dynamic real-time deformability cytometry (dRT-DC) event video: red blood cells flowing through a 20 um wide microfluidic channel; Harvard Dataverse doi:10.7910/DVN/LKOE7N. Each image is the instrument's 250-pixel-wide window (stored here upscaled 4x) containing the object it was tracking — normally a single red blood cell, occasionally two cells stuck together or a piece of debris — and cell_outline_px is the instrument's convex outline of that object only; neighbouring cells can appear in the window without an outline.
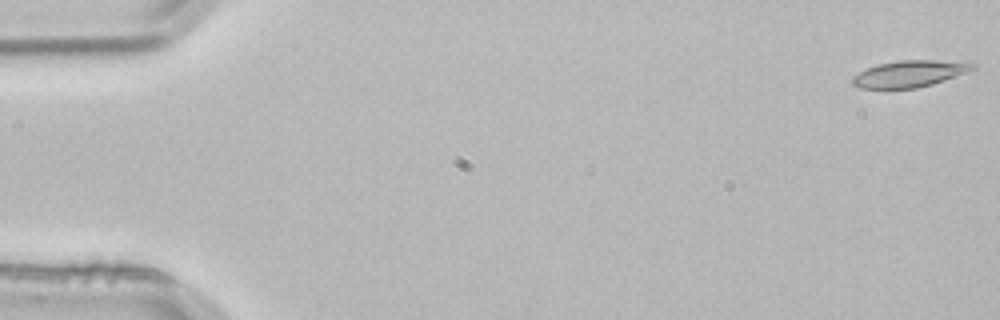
{"species": "common noctule bat (a hibernating species)", "species_latin": "Nyctalus noctula", "temperature_condition": "room temperature", "stored_images_in_passage": 3, "camera_frame_rate_fps": 3000, "um_per_image_px": 0.085, "animal": {"sex": "male", "body_mass_g": 21.5, "forearm_length_mm": 52.0}, "frame": {"image": 1, "passage_image": 1, "time_ms": 0.0, "image_size_px": [1000, 320], "cell_outline_px": [[976, 68], [944, 80], [932, 84], [916, 88], [860, 88], [852, 84], [852, 76], [876, 64], [900, 60], [968, 60], [976, 64]], "centroid_in_image_um": [77.37, 6.24], "position_along_channel_um": 7.6, "area_um2": 18.79}}
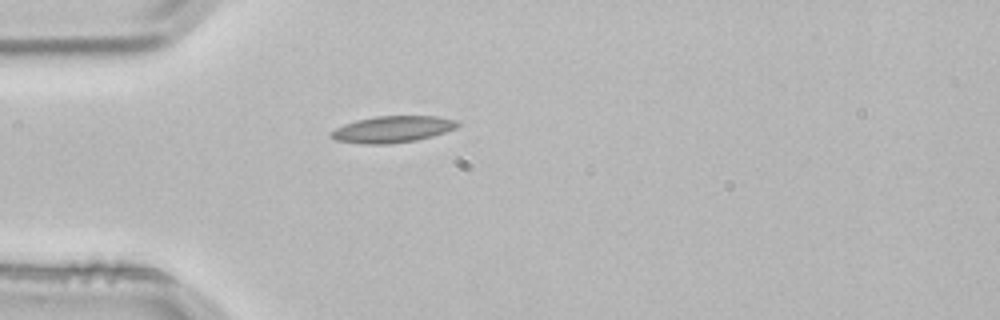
{"frame": {"image": 2, "passage_image": 3, "time_ms": 0.667, "image_size_px": [1000, 320], "cell_outline_px": [[460, 124], [456, 128], [432, 136], [416, 140], [388, 144], [360, 144], [336, 140], [328, 136], [328, 132], [344, 124], [356, 120], [376, 116], [436, 116], [456, 120]], "centroid_in_image_um": [33.31, 10.99], "position_along_channel_um": 51.7, "area_um2": 19.65}}